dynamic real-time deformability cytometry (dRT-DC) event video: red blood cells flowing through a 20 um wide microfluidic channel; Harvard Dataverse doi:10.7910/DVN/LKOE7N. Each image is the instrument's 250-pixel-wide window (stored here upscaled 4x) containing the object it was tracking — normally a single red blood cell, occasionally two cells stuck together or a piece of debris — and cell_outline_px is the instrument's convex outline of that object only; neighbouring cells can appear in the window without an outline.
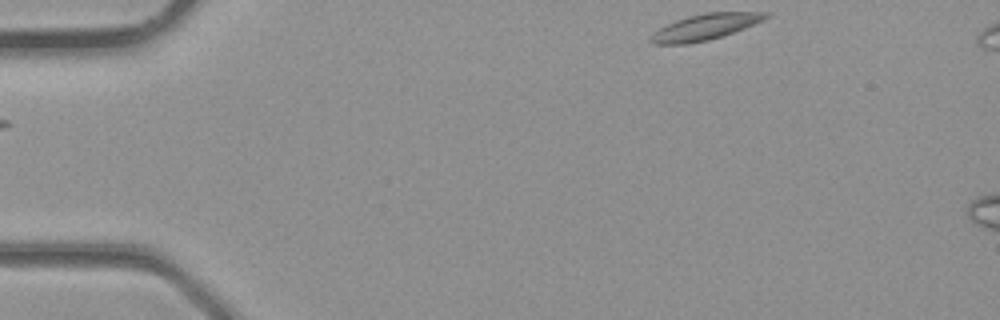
{"species": "common noctule bat (a hibernating species)", "species_latin": "Nyctalus noctula", "temperature_condition": "room temperature", "stored_images_in_passage": 5, "camera_frame_rate_fps": 3000, "um_per_image_px": 0.085, "animal": {"sex": "male", "body_mass_g": 23.1, "forearm_length_mm": 52.7}, "frame": {"image": 1, "passage_image": 5, "time_ms": 1.333, "image_size_px": [1000, 320], "cell_outline_px": [[768, 16], [744, 28], [708, 40], [688, 44], [652, 44], [648, 40], [648, 36], [652, 32], [676, 20], [688, 16], [708, 12], [768, 12]], "centroid_in_image_um": [59.82, 2.3], "position_along_channel_um": 25.2, "area_um2": 17.11}}